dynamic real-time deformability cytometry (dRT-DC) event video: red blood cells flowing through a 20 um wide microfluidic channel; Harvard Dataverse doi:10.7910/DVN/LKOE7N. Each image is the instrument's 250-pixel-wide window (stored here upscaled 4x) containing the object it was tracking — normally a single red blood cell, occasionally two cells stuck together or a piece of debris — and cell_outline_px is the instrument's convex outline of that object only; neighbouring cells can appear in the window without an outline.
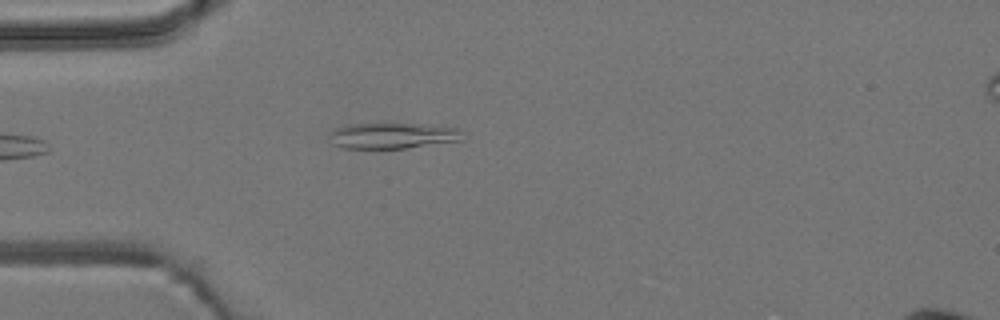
{"species": "common noctule bat (a hibernating species)", "species_latin": "Nyctalus noctula", "temperature_condition": "room temperature", "stored_images_in_passage": 2, "camera_frame_rate_fps": 3000, "um_per_image_px": 0.085, "animal": {"sex": "male", "body_mass_g": 19.2, "forearm_length_mm": 51.8}, "frame": {"image": 1, "passage_image": 2, "time_ms": 1.0, "image_size_px": [1000, 320], "cell_outline_px": [[460, 140], [404, 148], [344, 148], [332, 144], [328, 136], [328, 132], [336, 128], [348, 124], [420, 124], [460, 128]], "centroid_in_image_um": [33.27, 11.53], "position_along_channel_um": 51.7, "area_um2": 19.77}}